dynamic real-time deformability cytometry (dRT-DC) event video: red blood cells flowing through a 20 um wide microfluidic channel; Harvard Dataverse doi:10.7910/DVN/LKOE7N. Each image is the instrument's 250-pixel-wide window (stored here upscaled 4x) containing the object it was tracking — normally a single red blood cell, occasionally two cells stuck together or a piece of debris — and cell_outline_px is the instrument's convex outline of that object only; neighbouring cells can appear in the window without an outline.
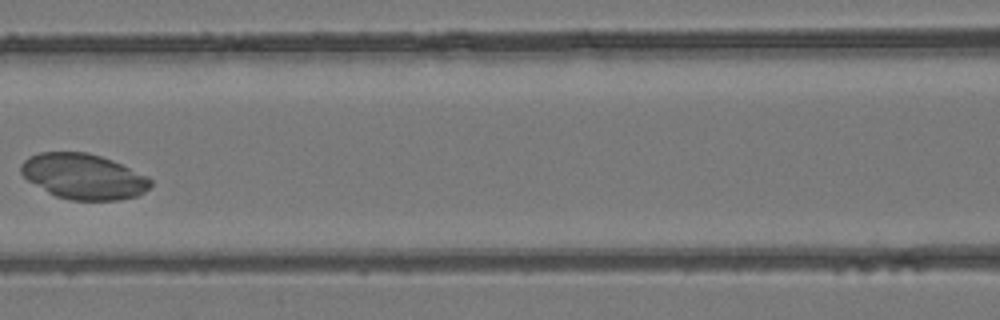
{"species": "common noctule bat (a hibernating species)", "species_latin": "Nyctalus noctula", "temperature_condition": "room temperature", "stored_images_in_passage": 3, "camera_frame_rate_fps": 3000, "um_per_image_px": 0.085, "animal": {"sex": "female", "body_mass_g": 24.6, "forearm_length_mm": 56.2}, "frame": {"image": 1, "passage_image": 3, "time_ms": 2.333, "image_size_px": [1000, 320], "cell_outline_px": [[152, 184], [144, 192], [136, 196], [116, 200], [72, 200], [56, 196], [48, 192], [28, 180], [20, 172], [20, 164], [28, 156], [40, 152], [88, 152], [112, 160], [148, 176], [152, 180]], "centroid_in_image_um": [7.09, 14.99], "position_along_channel_um": 159.5, "area_um2": 34.22}}